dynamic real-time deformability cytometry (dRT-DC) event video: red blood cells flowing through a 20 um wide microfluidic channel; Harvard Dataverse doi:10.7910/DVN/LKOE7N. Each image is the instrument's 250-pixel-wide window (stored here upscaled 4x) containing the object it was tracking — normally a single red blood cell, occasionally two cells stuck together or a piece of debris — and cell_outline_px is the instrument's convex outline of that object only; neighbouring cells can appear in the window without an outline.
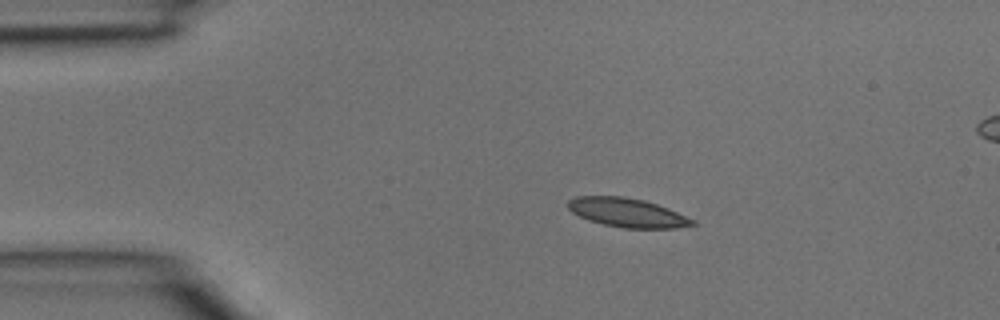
{"species": "common noctule bat (a hibernating species)", "species_latin": "Nyctalus noctula", "temperature_condition": "room temperature", "stored_images_in_passage": 2, "camera_frame_rate_fps": 3000, "um_per_image_px": 0.085, "animal": {"sex": "male", "body_mass_g": 15.6}, "frame": {"image": 1, "passage_image": 1, "time_ms": 0.0, "image_size_px": [1000, 320], "cell_outline_px": [[696, 224], [676, 228], [624, 228], [604, 224], [588, 220], [572, 212], [568, 208], [568, 200], [576, 196], [624, 196], [644, 200], [668, 208], [696, 220]], "centroid_in_image_um": [53.33, 18.07], "position_along_channel_um": 31.7, "area_um2": 20.98}}